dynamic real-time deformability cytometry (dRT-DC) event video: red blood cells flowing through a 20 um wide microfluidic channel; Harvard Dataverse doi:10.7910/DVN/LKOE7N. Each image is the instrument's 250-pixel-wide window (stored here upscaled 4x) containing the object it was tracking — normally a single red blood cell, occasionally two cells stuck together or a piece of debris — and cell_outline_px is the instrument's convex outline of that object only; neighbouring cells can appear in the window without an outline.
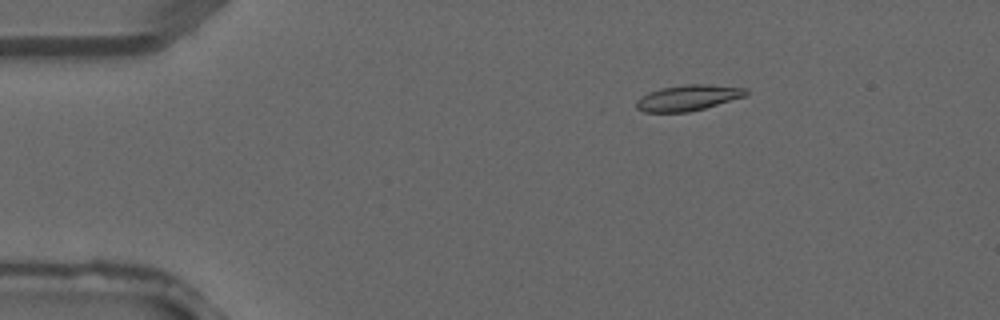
{"species": "common noctule bat (a hibernating species)", "species_latin": "Nyctalus noctula", "temperature_condition": "warm", "stored_images_in_passage": 3, "camera_frame_rate_fps": 3000, "um_per_image_px": 0.085, "animal": {"sex": "male", "forearm_length_mm": 52.5}, "frame": {"image": 1, "passage_image": 2, "time_ms": 0.333, "image_size_px": [1000, 320], "cell_outline_px": [[748, 92], [744, 96], [704, 108], [688, 112], [644, 112], [636, 108], [636, 100], [640, 96], [648, 92], [660, 88], [684, 84], [708, 84], [748, 88]], "centroid_in_image_um": [58.44, 8.3], "position_along_channel_um": 26.6, "area_um2": 16.47}}